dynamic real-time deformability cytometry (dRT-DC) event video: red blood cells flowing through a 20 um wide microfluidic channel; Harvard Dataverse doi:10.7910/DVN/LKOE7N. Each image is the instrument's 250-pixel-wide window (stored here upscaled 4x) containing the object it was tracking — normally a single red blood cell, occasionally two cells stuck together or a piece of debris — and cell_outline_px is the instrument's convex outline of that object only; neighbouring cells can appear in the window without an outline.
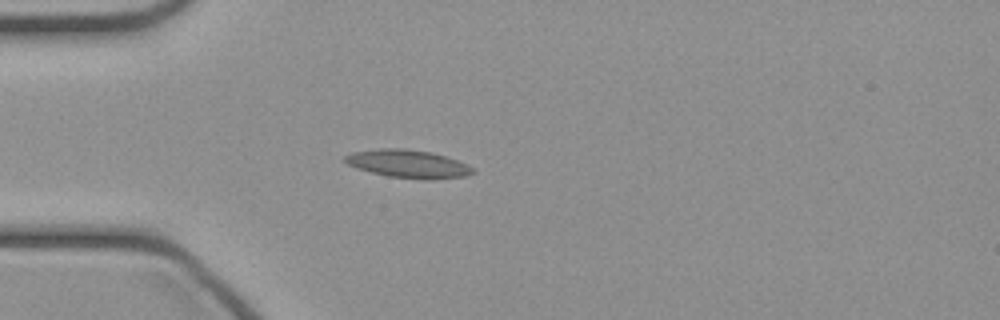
{"species": "common noctule bat (a hibernating species)", "species_latin": "Nyctalus noctula", "temperature_condition": "cold", "stored_images_in_passage": 35, "camera_frame_rate_fps": 3000, "um_per_image_px": 0.085, "animal": {"sex": "female", "body_mass_g": 21.9}, "frame": {"image": 1, "passage_image": 1, "time_ms": 0.0, "image_size_px": [1000, 320], "cell_outline_px": [[476, 172], [468, 176], [432, 180], [420, 180], [388, 176], [356, 168], [348, 164], [344, 160], [344, 156], [352, 152], [380, 148], [404, 148], [432, 152], [456, 160], [472, 168]], "centroid_in_image_um": [34.69, 13.94], "position_along_channel_um": 50.3, "area_um2": 20.98}}
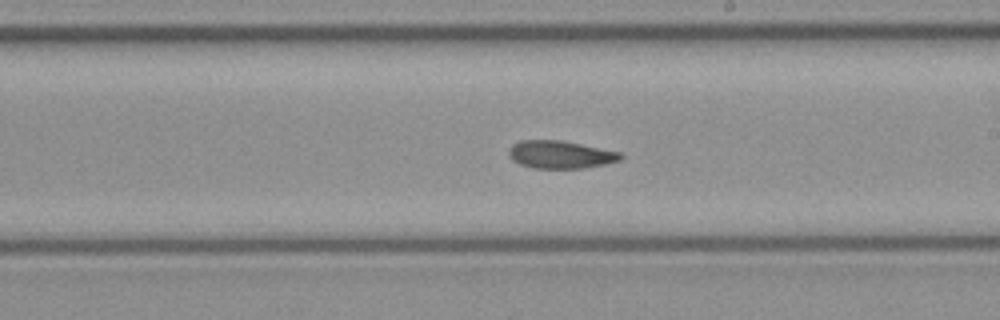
{"frame": {"image": 2, "passage_image": 15, "time_ms": 4.667, "image_size_px": [1000, 320], "cell_outline_px": [[624, 156], [620, 160], [604, 164], [584, 168], [532, 168], [520, 164], [512, 160], [508, 156], [508, 148], [512, 144], [520, 140], [560, 140], [620, 152]], "centroid_in_image_um": [47.58, 13.14], "position_along_channel_um": 241.4, "area_um2": 18.09}}
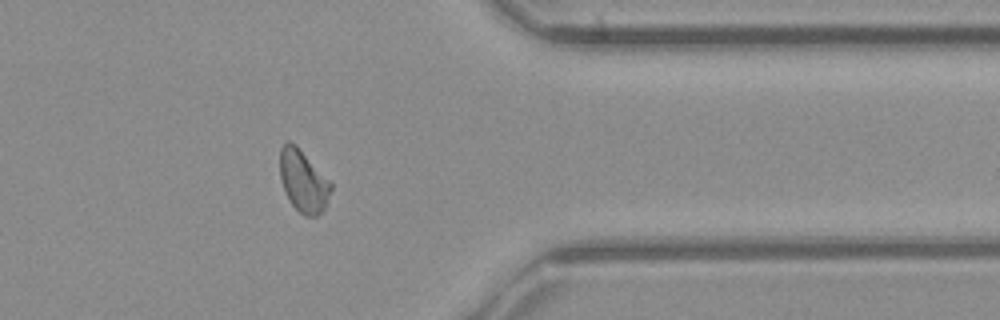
{"frame": {"image": 3, "passage_image": 26, "time_ms": 8.333, "image_size_px": [1000, 320], "cell_outline_px": [[332, 188], [324, 208], [316, 216], [304, 216], [288, 200], [284, 192], [280, 176], [280, 148], [288, 140], [296, 144], [332, 184]], "centroid_in_image_um": [25.75, 15.38], "position_along_channel_um": 385.6, "area_um2": 18.26}}